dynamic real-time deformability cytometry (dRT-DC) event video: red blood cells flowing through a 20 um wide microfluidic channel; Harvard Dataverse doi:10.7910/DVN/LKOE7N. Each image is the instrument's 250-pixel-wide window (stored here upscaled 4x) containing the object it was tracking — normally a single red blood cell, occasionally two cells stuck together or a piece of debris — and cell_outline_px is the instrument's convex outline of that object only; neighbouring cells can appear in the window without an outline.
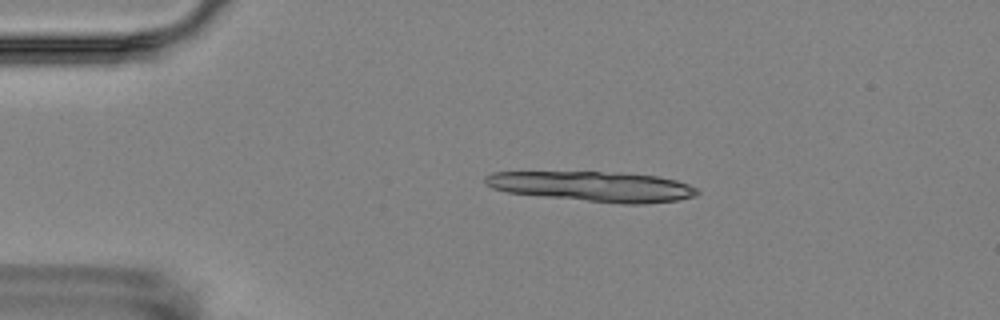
{"species": "Egyptian fruit bat (a non-hibernating species)", "species_latin": "Rousettus aegyptiacus", "temperature_condition": "room temperature", "stored_images_in_passage": 15, "camera_frame_rate_fps": 3000, "um_per_image_px": 0.085, "animal": {"sex": "female"}, "frame": {"image": 1, "passage_image": 2, "time_ms": 1.333, "image_size_px": [1000, 320], "cell_outline_px": [[700, 192], [696, 196], [676, 200], [644, 204], [624, 204], [544, 196], [508, 192], [492, 188], [484, 180], [484, 176], [492, 172], [616, 172], [656, 176], [676, 180], [688, 184], [696, 188]], "centroid_in_image_um": [50.44, 15.84], "position_along_channel_um": 34.6, "area_um2": 36.88}}
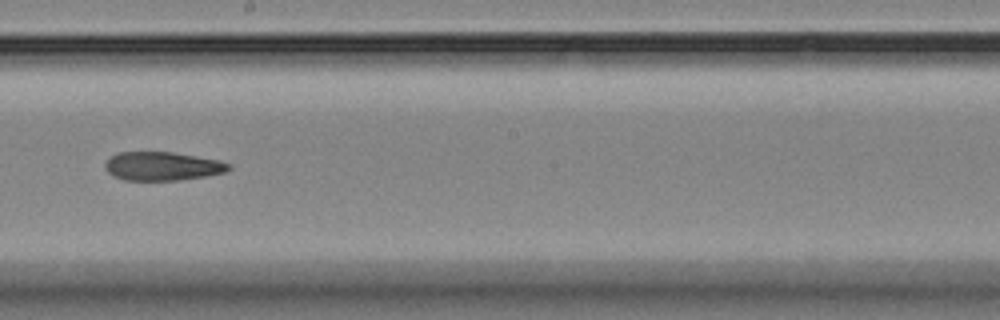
{"frame": {"image": 2, "passage_image": 8, "time_ms": 8.333, "image_size_px": [1000, 320], "cell_outline_px": [[232, 168], [224, 172], [204, 176], [176, 180], [124, 180], [112, 176], [104, 168], [104, 164], [116, 152], [172, 152], [216, 160], [232, 164]], "centroid_in_image_um": [13.76, 14.12], "position_along_channel_um": 234.4, "area_um2": 20.46}}
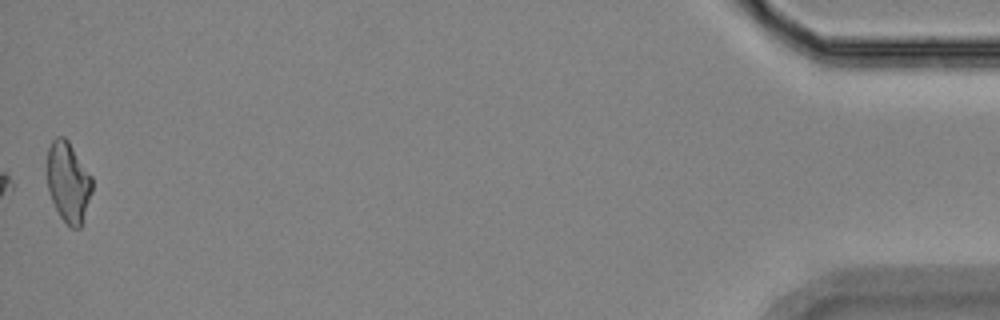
{"frame": {"image": 3, "passage_image": 15, "time_ms": 16.333, "image_size_px": [1000, 320], "cell_outline_px": [[92, 192], [80, 228], [72, 228], [60, 216], [52, 200], [48, 188], [48, 148], [52, 140], [56, 136], [64, 136], [68, 140], [92, 176]], "centroid_in_image_um": [5.81, 15.45], "position_along_channel_um": 429.4, "area_um2": 20.87}, "authors_computed_cell_mechanics": {"area_um2": 21.4438, "velocity_mm_per_s": 3.5609, "shape_relaxation_time_tau1_ms": null, "shape_relaxation_time_tau2_ms": 4.1603, "deformation_change_tau1": null, "deformation_change_tau2": 0.1173}}